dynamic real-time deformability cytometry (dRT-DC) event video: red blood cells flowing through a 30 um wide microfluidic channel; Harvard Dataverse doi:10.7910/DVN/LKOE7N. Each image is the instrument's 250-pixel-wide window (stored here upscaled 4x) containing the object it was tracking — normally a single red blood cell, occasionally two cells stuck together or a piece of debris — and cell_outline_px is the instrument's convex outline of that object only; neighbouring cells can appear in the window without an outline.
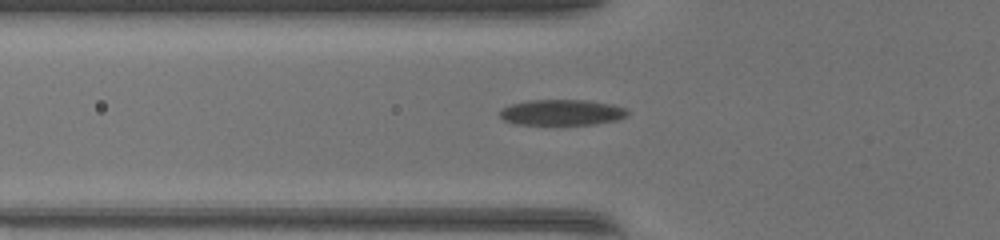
{"species": "common noctule bat (a hibernating species)", "species_latin": "Nyctalus noctula", "temperature_condition": "warm", "stored_images_in_passage": 37, "camera_frame_rate_fps": 3000, "um_per_image_px": 0.085, "animal": {"sex": "female", "body_mass_g": 17.0, "forearm_length_mm": 48.0}, "frame": {"image": 1, "passage_image": 9, "time_ms": 2.667, "image_size_px": [1000, 240], "cell_outline_px": [[628, 116], [616, 120], [596, 124], [560, 128], [512, 124], [504, 120], [500, 116], [500, 112], [504, 108], [512, 104], [528, 100], [584, 100], [612, 104], [624, 108], [628, 112]], "centroid_in_image_um": [47.73, 9.62], "position_along_channel_um": 78.1, "area_um2": 20.23}}
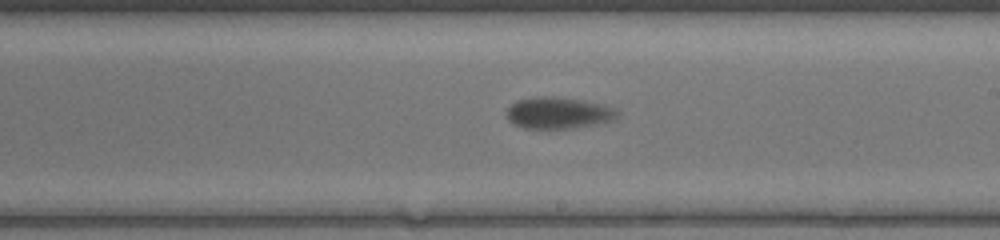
{"frame": {"image": 2, "passage_image": 21, "time_ms": 6.667, "image_size_px": [1000, 240], "cell_outline_px": [[620, 112], [612, 120], [596, 124], [572, 128], [524, 128], [512, 124], [508, 120], [508, 108], [516, 100], [540, 96], [552, 96], [580, 100], [604, 104], [616, 108]], "centroid_in_image_um": [47.47, 9.59], "position_along_channel_um": 241.5, "area_um2": 20.29}}
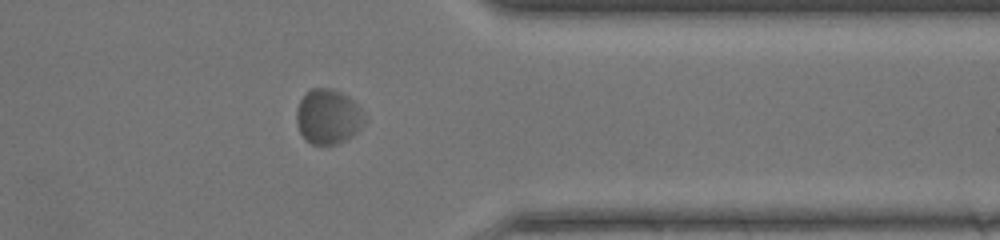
{"frame": {"image": 3, "passage_image": 32, "time_ms": 10.333, "image_size_px": [1000, 240], "cell_outline_px": [[364, 120], [356, 132], [352, 136], [336, 144], [312, 144], [300, 132], [296, 120], [296, 108], [300, 100], [312, 88], [332, 88], [348, 96], [360, 108]], "centroid_in_image_um": [27.86, 9.9], "position_along_channel_um": 383.5, "area_um2": 21.27}}